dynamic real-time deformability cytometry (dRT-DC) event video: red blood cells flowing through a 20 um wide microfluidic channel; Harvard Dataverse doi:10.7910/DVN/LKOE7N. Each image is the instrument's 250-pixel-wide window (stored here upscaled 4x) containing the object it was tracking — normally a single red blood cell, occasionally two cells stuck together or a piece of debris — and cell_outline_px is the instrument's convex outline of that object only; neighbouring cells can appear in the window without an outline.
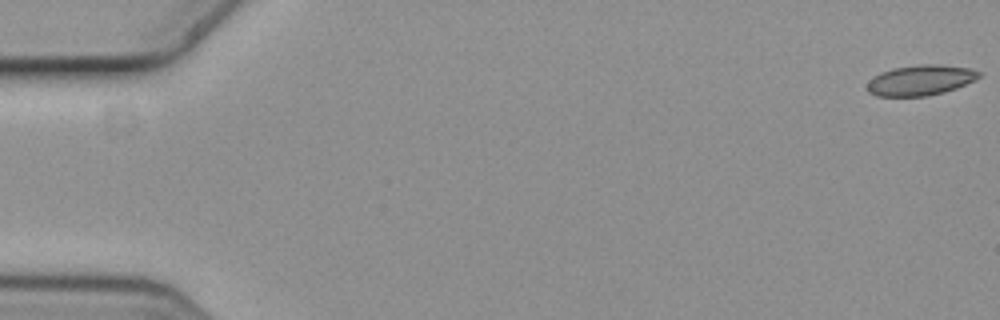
{"species": "common noctule bat (a hibernating species)", "species_latin": "Nyctalus noctula", "temperature_condition": "cold", "stored_images_in_passage": 3, "camera_frame_rate_fps": 3000, "um_per_image_px": 0.085, "animal": {"sex": "female", "body_mass_g": 19.3, "forearm_length_mm": 54.1}, "frame": {"image": 1, "passage_image": 1, "time_ms": 0.0, "image_size_px": [1000, 320], "cell_outline_px": [[980, 76], [976, 80], [956, 88], [944, 92], [928, 96], [876, 96], [868, 92], [868, 80], [872, 76], [880, 72], [892, 68], [916, 64], [940, 64], [972, 68], [980, 72]], "centroid_in_image_um": [78.24, 6.8], "position_along_channel_um": 6.8, "area_um2": 20.11}}